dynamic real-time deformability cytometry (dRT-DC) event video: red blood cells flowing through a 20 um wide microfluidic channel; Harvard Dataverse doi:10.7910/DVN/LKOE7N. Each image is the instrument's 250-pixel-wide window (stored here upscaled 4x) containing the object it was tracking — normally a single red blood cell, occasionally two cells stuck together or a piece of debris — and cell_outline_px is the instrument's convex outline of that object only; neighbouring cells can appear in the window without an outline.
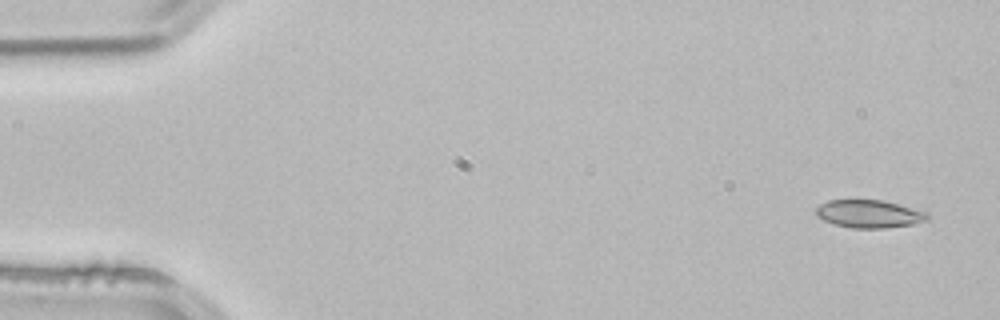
{"species": "common noctule bat (a hibernating species)", "species_latin": "Nyctalus noctula", "temperature_condition": "room temperature", "stored_images_in_passage": 3, "camera_frame_rate_fps": 3000, "um_per_image_px": 0.085, "animal": {"sex": "male", "body_mass_g": 21.5, "forearm_length_mm": 52.0}, "frame": {"image": 1, "passage_image": 1, "time_ms": 0.0, "image_size_px": [1000, 320], "cell_outline_px": [[928, 220], [916, 224], [884, 228], [852, 228], [836, 224], [824, 220], [816, 216], [816, 208], [820, 204], [828, 200], [880, 200], [928, 212]], "centroid_in_image_um": [73.88, 18.18], "position_along_channel_um": 11.1, "area_um2": 17.98}}
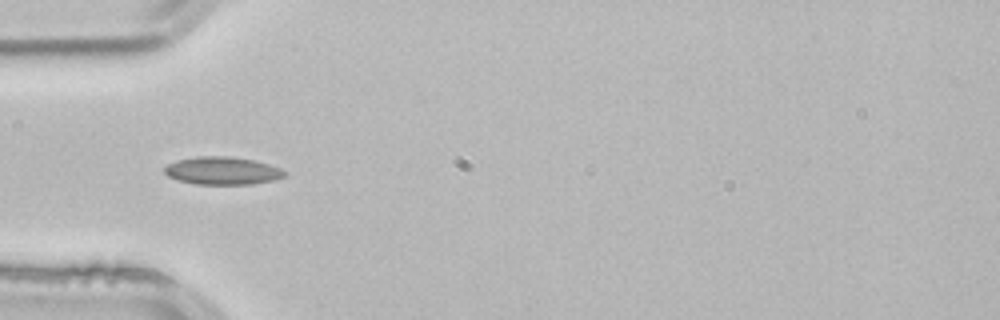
{"frame": {"image": 2, "passage_image": 3, "time_ms": 0.667, "image_size_px": [1000, 320], "cell_outline_px": [[288, 172], [284, 176], [272, 180], [252, 184], [196, 184], [180, 180], [168, 176], [164, 172], [164, 168], [168, 164], [176, 160], [196, 156], [228, 156], [256, 160], [280, 168]], "centroid_in_image_um": [18.91, 14.5], "position_along_channel_um": 66.1, "area_um2": 19.42}}